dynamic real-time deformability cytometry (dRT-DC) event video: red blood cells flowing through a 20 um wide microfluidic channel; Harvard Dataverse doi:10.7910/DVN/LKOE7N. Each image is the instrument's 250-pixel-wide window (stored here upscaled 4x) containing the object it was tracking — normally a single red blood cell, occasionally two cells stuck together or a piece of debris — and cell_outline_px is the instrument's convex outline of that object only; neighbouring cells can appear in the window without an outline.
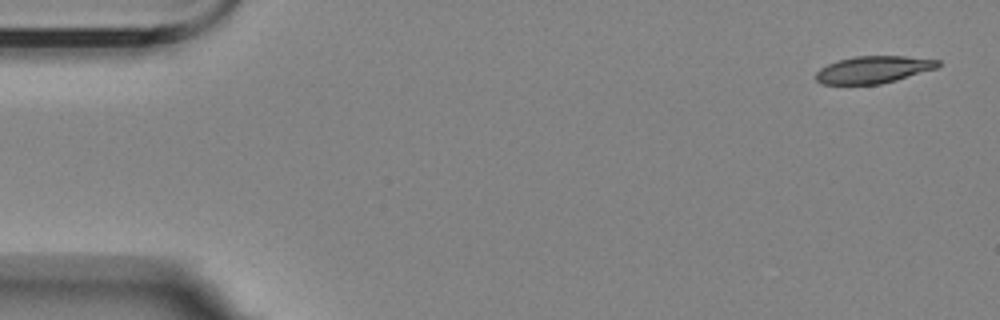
{"species": "Egyptian fruit bat (a non-hibernating species)", "species_latin": "Rousettus aegyptiacus", "temperature_condition": "room temperature", "stored_images_in_passage": 4, "camera_frame_rate_fps": 3000, "um_per_image_px": 0.085, "animal": {"sex": "female"}, "frame": {"image": 1, "passage_image": 4, "time_ms": 5.667, "image_size_px": [1000, 320], "cell_outline_px": [[940, 64], [936, 68], [896, 80], [880, 84], [820, 84], [816, 80], [816, 72], [820, 68], [828, 64], [840, 60], [856, 56], [904, 56], [940, 60]], "centroid_in_image_um": [74.22, 5.92], "position_along_channel_um": 10.8, "area_um2": 19.13}}